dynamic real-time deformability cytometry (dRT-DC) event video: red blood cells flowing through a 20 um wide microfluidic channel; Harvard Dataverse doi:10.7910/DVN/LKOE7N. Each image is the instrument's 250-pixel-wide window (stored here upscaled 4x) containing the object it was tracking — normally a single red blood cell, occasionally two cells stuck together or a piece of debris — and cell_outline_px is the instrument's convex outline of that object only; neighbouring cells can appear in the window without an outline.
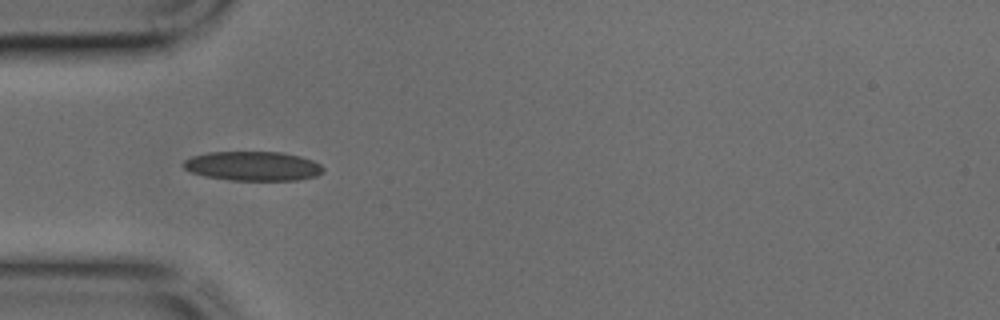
{"species": "common noctule bat (a hibernating species)", "species_latin": "Nyctalus noctula", "temperature_condition": "cold", "stored_images_in_passage": 10, "camera_frame_rate_fps": 3000, "um_per_image_px": 0.085, "animal": {"sex": "male", "body_mass_g": 17.9, "forearm_length_mm": 54.2}, "frame": {"image": 1, "passage_image": 1, "time_ms": 0.0, "image_size_px": [1000, 320], "cell_outline_px": [[324, 172], [316, 176], [300, 180], [232, 180], [204, 176], [192, 172], [184, 168], [180, 164], [184, 160], [192, 156], [208, 152], [280, 152], [300, 156], [312, 160], [320, 164], [324, 168]], "centroid_in_image_um": [21.5, 14.11], "position_along_channel_um": 63.5, "area_um2": 23.99}}